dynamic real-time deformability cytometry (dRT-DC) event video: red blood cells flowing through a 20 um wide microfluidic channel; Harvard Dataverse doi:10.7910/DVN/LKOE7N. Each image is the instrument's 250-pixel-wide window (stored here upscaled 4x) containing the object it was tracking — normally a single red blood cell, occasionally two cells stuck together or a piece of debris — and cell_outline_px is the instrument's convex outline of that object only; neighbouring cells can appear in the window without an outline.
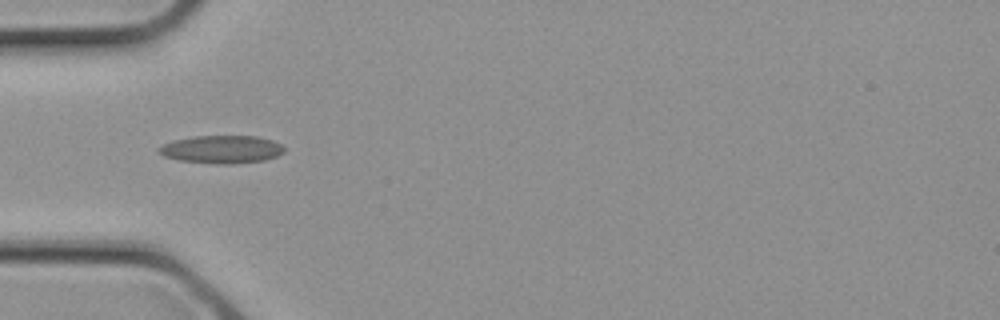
{"species": "common noctule bat (a hibernating species)", "species_latin": "Nyctalus noctula", "temperature_condition": "cold", "stored_images_in_passage": 2, "camera_frame_rate_fps": 3000, "um_per_image_px": 0.085, "animal": {"sex": "female", "body_mass_g": 21.9}, "frame": {"image": 1, "passage_image": 2, "time_ms": 0.333, "image_size_px": [1000, 320], "cell_outline_px": [[284, 152], [276, 156], [264, 160], [228, 164], [216, 164], [176, 160], [164, 156], [156, 152], [156, 148], [172, 140], [196, 136], [256, 136], [272, 140], [280, 144], [284, 148]], "centroid_in_image_um": [18.78, 12.7], "position_along_channel_um": 66.2, "area_um2": 20.46}}